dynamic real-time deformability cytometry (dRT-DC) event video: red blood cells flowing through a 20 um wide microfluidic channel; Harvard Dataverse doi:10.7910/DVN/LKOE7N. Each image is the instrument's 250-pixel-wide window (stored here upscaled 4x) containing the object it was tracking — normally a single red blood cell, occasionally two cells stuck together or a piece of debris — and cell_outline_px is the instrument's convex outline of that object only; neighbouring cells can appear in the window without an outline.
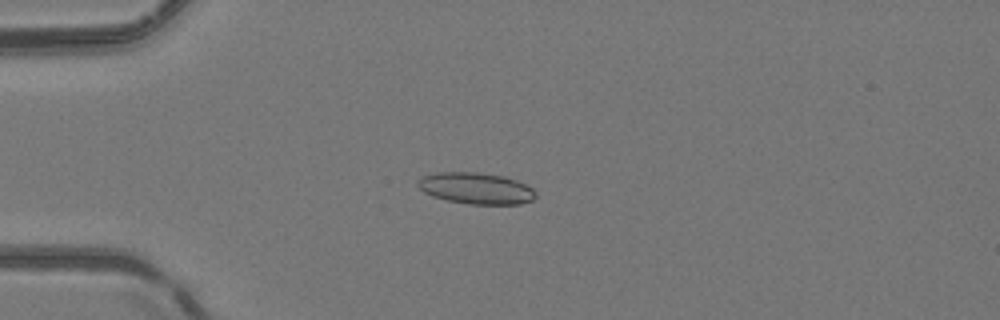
{"species": "common noctule bat (a hibernating species)", "species_latin": "Nyctalus noctula", "temperature_condition": "room temperature", "stored_images_in_passage": 38, "camera_frame_rate_fps": 3000, "um_per_image_px": 0.085, "animal": {"sex": "female", "body_mass_g": 24.6, "forearm_length_mm": 56.2}, "frame": {"image": 1, "passage_image": 1, "time_ms": 0.0, "image_size_px": [1000, 320], "cell_outline_px": [[536, 196], [532, 200], [520, 204], [468, 204], [448, 200], [432, 196], [424, 192], [416, 184], [416, 180], [420, 176], [440, 172], [476, 172], [504, 176], [516, 180], [532, 188], [536, 192]], "centroid_in_image_um": [40.43, 16.0], "position_along_channel_um": 44.6, "area_um2": 21.62}}
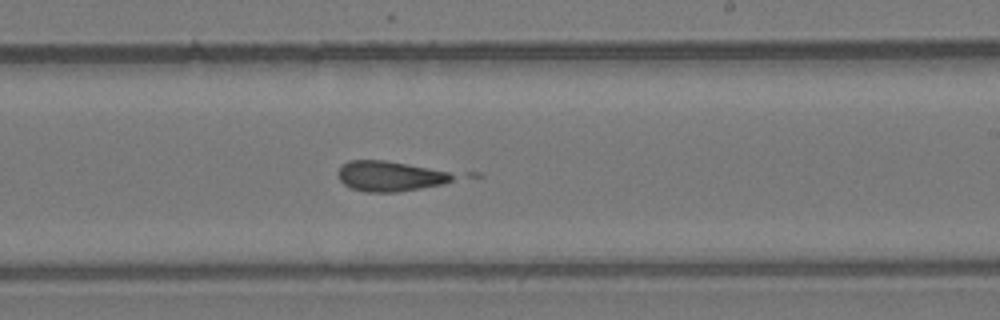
{"frame": {"image": 2, "passage_image": 18, "time_ms": 5.667, "image_size_px": [1000, 320], "cell_outline_px": [[484, 176], [444, 184], [396, 192], [368, 192], [352, 188], [344, 184], [340, 180], [336, 172], [348, 160], [384, 160], [480, 172]], "centroid_in_image_um": [33.8, 14.93], "position_along_channel_um": 255.2, "area_um2": 22.95}}
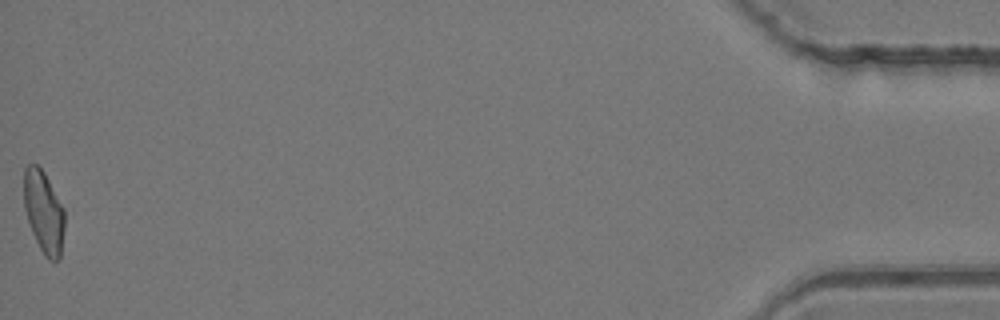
{"frame": {"image": 3, "passage_image": 38, "time_ms": 12.333, "image_size_px": [1000, 320], "cell_outline_px": [[64, 228], [60, 260], [48, 260], [44, 256], [28, 224], [24, 208], [24, 168], [28, 164], [36, 164], [44, 172], [64, 208]], "centroid_in_image_um": [3.71, 18.03], "position_along_channel_um": 431.5, "area_um2": 19.59}}